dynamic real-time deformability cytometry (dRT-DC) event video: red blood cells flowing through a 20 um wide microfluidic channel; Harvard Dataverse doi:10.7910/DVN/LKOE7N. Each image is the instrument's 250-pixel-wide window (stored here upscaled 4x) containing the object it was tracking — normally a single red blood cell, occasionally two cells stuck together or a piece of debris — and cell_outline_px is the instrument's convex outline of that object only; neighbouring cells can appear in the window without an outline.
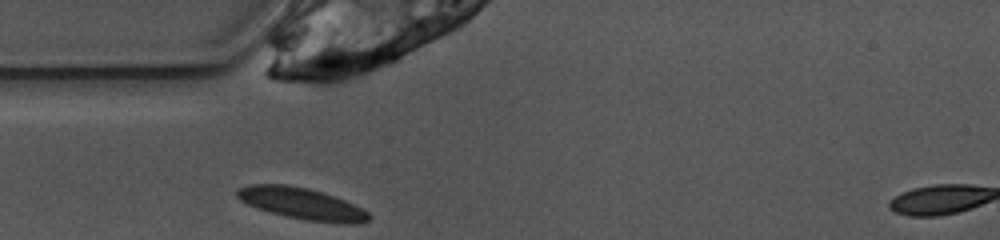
{"species": "common noctule bat (a hibernating species)", "species_latin": "Nyctalus noctula", "temperature_condition": "warm", "stored_images_in_passage": 2, "camera_frame_rate_fps": 3000, "um_per_image_px": 0.085, "animal": {"sex": "female", "body_mass_g": 10.0, "forearm_length_mm": 53.1}, "frame": {"image": 1, "passage_image": 1, "time_ms": 0.0, "image_size_px": [1000, 240], "cell_outline_px": [[372, 216], [368, 220], [360, 224], [344, 224], [304, 220], [256, 208], [240, 200], [236, 196], [236, 192], [240, 188], [248, 184], [284, 184], [308, 188], [344, 200], [368, 212]], "centroid_in_image_um": [25.65, 17.31], "position_along_channel_um": 59.3, "area_um2": 23.99}}